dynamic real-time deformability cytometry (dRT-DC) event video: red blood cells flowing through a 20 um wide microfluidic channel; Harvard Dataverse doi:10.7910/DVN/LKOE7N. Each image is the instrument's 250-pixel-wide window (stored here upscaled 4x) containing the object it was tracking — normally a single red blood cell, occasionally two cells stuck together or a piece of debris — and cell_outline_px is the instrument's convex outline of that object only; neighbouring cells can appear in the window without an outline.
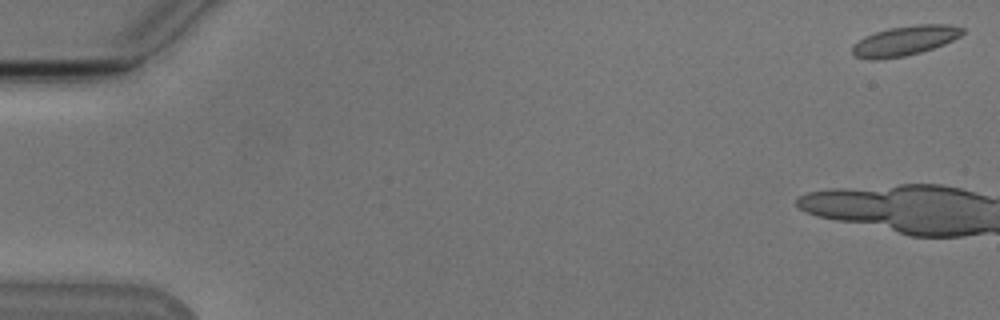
{"species": "Egyptian fruit bat (a non-hibernating species)", "species_latin": "Rousettus aegyptiacus", "temperature_condition": "cold", "stored_images_in_passage": 11, "camera_frame_rate_fps": 3000, "um_per_image_px": 0.085, "animal": {"sex": "male"}, "frame": {"image": 1, "passage_image": 1, "time_ms": 0.0, "image_size_px": [1000, 320], "cell_outline_px": [[964, 32], [960, 36], [944, 44], [920, 52], [904, 56], [880, 60], [868, 60], [852, 56], [852, 48], [864, 36], [888, 28], [916, 24], [948, 24], [964, 28]], "centroid_in_image_um": [76.89, 3.47], "position_along_channel_um": 8.1, "area_um2": 19.13}}